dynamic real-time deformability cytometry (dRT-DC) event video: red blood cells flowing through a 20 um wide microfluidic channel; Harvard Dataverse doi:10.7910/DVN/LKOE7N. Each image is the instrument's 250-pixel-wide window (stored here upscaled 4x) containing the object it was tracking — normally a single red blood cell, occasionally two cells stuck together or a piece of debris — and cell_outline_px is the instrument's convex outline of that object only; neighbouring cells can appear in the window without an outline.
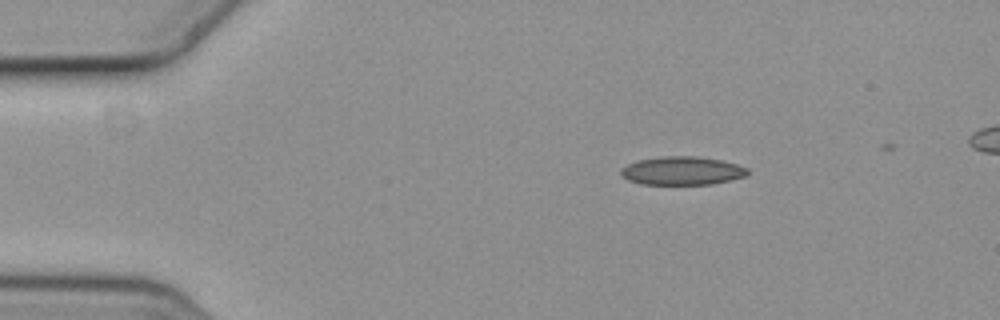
{"species": "common noctule bat (a hibernating species)", "species_latin": "Nyctalus noctula", "temperature_condition": "cold", "stored_images_in_passage": 3, "camera_frame_rate_fps": 3000, "um_per_image_px": 0.085, "animal": {"sex": "female", "body_mass_g": 19.3, "forearm_length_mm": 54.1}, "frame": {"image": 1, "passage_image": 1, "time_ms": 0.0, "image_size_px": [1000, 320], "cell_outline_px": [[748, 176], [712, 184], [640, 184], [628, 180], [620, 176], [620, 172], [628, 164], [636, 160], [664, 156], [696, 156], [720, 160], [736, 164], [748, 168]], "centroid_in_image_um": [57.98, 14.52], "position_along_channel_um": 27.0, "area_um2": 20.98}}